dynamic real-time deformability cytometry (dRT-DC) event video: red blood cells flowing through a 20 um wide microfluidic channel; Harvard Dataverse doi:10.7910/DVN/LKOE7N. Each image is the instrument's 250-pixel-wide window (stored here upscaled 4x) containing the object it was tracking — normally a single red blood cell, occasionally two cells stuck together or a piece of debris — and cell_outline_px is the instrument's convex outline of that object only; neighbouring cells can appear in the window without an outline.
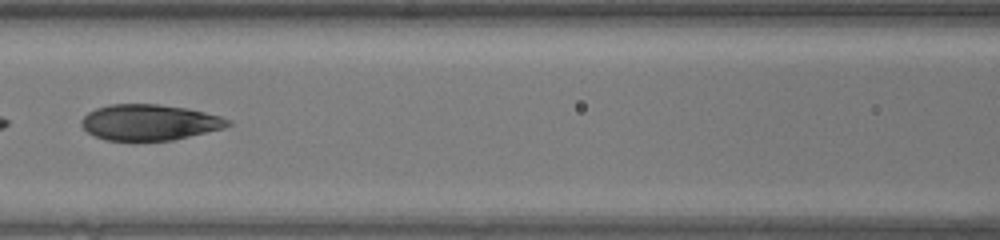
{"species": "human", "species_latin": "Homo sapiens", "temperature_condition": "warm", "stored_images_in_passage": 30, "camera_frame_rate_fps": 3000, "um_per_image_px": 0.085, "donor": {"sex": "female"}, "frame": {"image": 1, "passage_image": 9, "time_ms": 2.667, "image_size_px": [1000, 240], "cell_outline_px": [[232, 124], [224, 128], [172, 140], [104, 140], [88, 132], [80, 124], [80, 120], [88, 112], [96, 108], [112, 104], [160, 104], [188, 108], [220, 116], [232, 120]], "centroid_in_image_um": [12.71, 10.39], "position_along_channel_um": 153.9, "area_um2": 30.58}}